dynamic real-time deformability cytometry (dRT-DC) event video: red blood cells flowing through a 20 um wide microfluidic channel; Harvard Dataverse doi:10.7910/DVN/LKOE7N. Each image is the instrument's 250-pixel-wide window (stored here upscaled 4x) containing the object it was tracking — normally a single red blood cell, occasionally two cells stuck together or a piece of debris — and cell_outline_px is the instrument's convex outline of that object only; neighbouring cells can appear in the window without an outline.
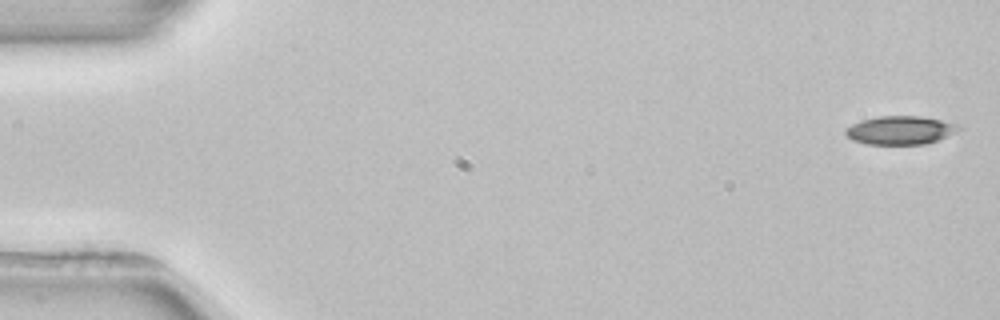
{"species": "common noctule bat (a hibernating species)", "species_latin": "Nyctalus noctula", "temperature_condition": "room temperature", "stored_images_in_passage": 4, "camera_frame_rate_fps": 3000, "um_per_image_px": 0.085, "animal": {"sex": "female", "body_mass_g": 22.7, "forearm_length_mm": 54.2}, "frame": {"image": 1, "passage_image": 1, "time_ms": 0.0, "image_size_px": [1000, 320], "cell_outline_px": [[964, 128], [936, 140], [924, 144], [864, 144], [852, 140], [844, 132], [844, 128], [860, 120], [880, 116], [920, 116], [940, 120], [956, 124]], "centroid_in_image_um": [76.47, 11.06], "position_along_channel_um": 8.5, "area_um2": 18.67}}
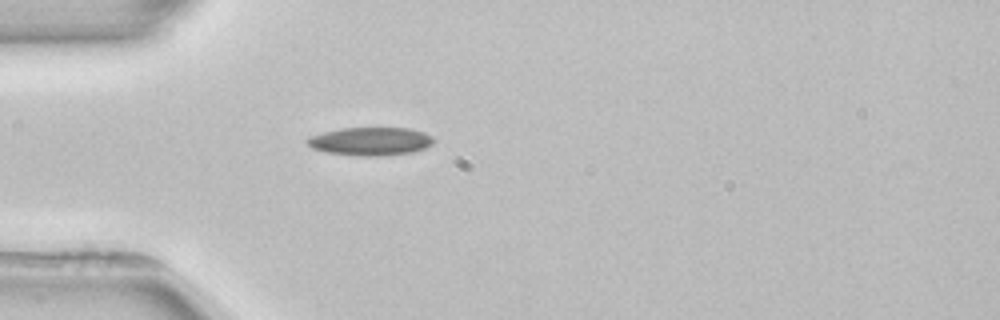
{"frame": {"image": 2, "passage_image": 4, "time_ms": 4.667, "image_size_px": [1000, 320], "cell_outline_px": [[436, 140], [432, 144], [424, 148], [412, 152], [384, 156], [360, 156], [328, 152], [312, 148], [304, 140], [308, 136], [340, 128], [408, 128], [424, 132], [432, 136]], "centroid_in_image_um": [31.49, 12.01], "position_along_channel_um": 53.5, "area_um2": 20.87}}